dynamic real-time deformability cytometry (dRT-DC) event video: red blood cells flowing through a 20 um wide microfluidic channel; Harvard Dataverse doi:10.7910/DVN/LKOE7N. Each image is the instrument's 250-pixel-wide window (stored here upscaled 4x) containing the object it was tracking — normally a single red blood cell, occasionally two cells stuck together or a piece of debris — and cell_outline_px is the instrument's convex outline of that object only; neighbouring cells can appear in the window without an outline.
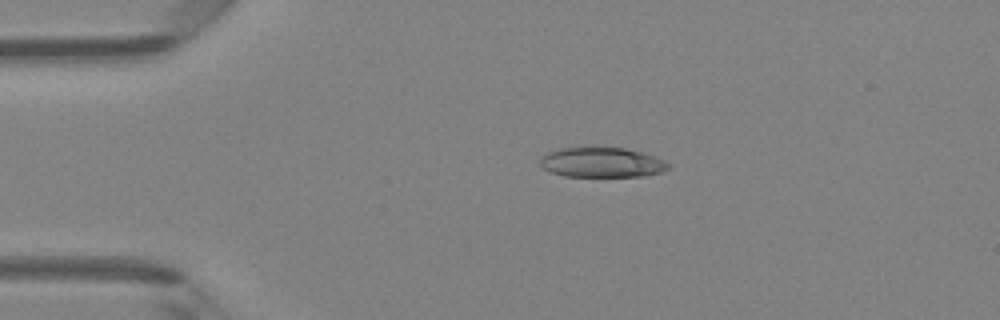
{"species": "Egyptian fruit bat (a non-hibernating species)", "species_latin": "Rousettus aegyptiacus", "temperature_condition": "room temperature", "stored_images_in_passage": 47, "camera_frame_rate_fps": 3000, "um_per_image_px": 0.085, "animal": {"sex": "female"}, "frame": {"image": 1, "passage_image": 10, "time_ms": 3.0, "image_size_px": [1000, 320], "cell_outline_px": [[668, 168], [660, 172], [648, 176], [564, 176], [552, 172], [544, 168], [540, 164], [540, 160], [548, 152], [560, 148], [624, 148], [644, 152], [656, 156], [664, 160], [668, 164]], "centroid_in_image_um": [51.19, 13.81], "position_along_channel_um": 33.8, "area_um2": 22.14}}
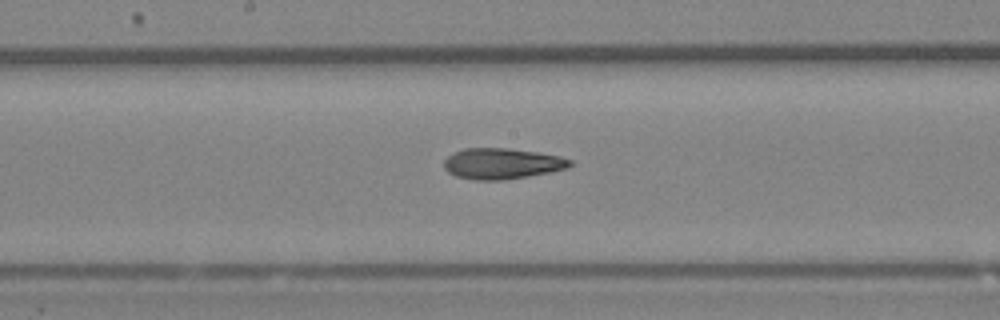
{"frame": {"image": 2, "passage_image": 25, "time_ms": 8.0, "image_size_px": [1000, 320], "cell_outline_px": [[572, 164], [568, 168], [528, 176], [504, 180], [472, 180], [456, 176], [448, 172], [444, 168], [444, 160], [452, 152], [464, 148], [508, 148], [536, 152], [560, 156], [572, 160]], "centroid_in_image_um": [42.64, 13.9], "position_along_channel_um": 205.6, "area_um2": 22.72}}
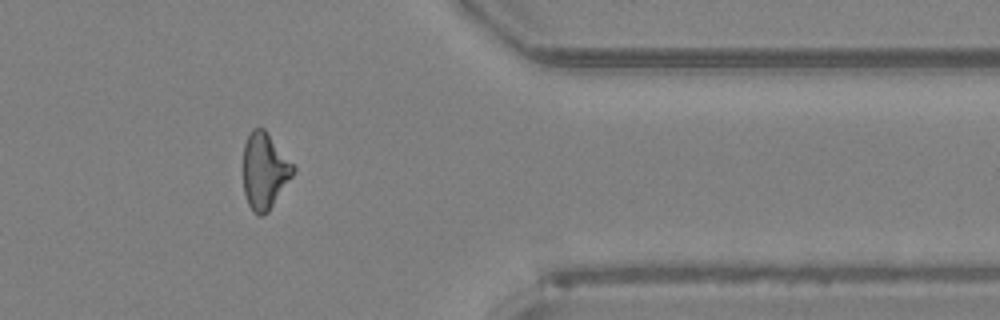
{"frame": {"image": 3, "passage_image": 39, "time_ms": 12.667, "image_size_px": [1000, 320], "cell_outline_px": [[296, 168], [292, 176], [268, 212], [260, 216], [252, 212], [248, 204], [244, 192], [244, 144], [252, 128], [264, 128]], "centroid_in_image_um": [22.48, 14.54], "position_along_channel_um": 388.9, "area_um2": 21.91}, "authors_computed_cell_mechanics": {"area_um2": 22.542, "velocity_mm_per_s": 4.3021, "shape_relaxation_time_tau1_ms": 6.5815, "shape_relaxation_time_tau2_ms": 3.4805, "deformation_change_tau1": 0.2295, "deformation_change_tau2": 0.1323}}